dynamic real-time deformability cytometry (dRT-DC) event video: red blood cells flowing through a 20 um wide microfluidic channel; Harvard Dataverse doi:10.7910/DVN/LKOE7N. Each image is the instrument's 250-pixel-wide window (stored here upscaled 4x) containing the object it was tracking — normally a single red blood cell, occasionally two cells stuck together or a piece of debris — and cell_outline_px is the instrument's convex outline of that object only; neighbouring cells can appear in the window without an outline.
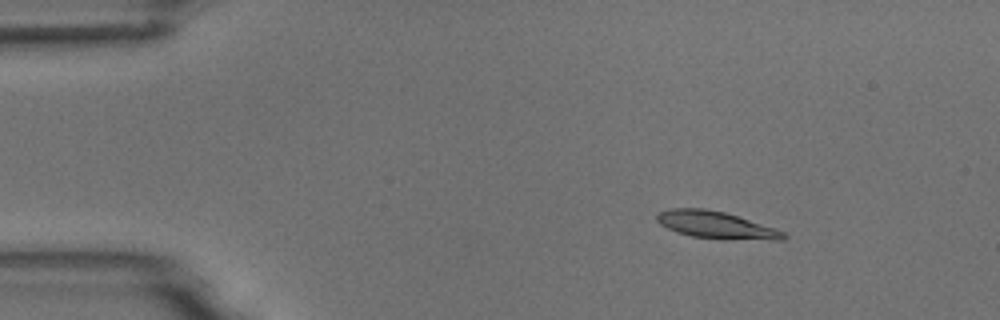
{"species": "common noctule bat (a hibernating species)", "species_latin": "Nyctalus noctula", "temperature_condition": "room temperature", "stored_images_in_passage": 6, "camera_frame_rate_fps": 3000, "um_per_image_px": 0.085, "animal": {"sex": "male", "body_mass_g": 18.8}, "frame": {"image": 1, "passage_image": 2, "time_ms": 2.0, "image_size_px": [1000, 320], "cell_outline_px": [[788, 236], [784, 240], [724, 240], [692, 236], [676, 232], [660, 224], [656, 220], [656, 216], [660, 212], [672, 208], [704, 208], [724, 212], [776, 228], [784, 232]], "centroid_in_image_um": [60.91, 19.14], "position_along_channel_um": 24.1, "area_um2": 20.23}}
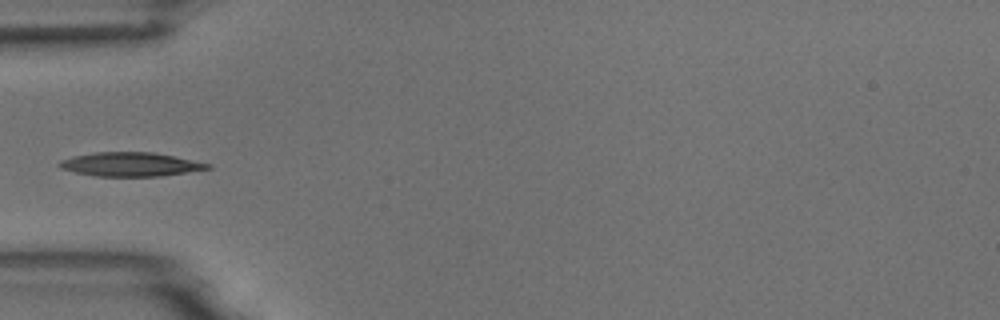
{"frame": {"image": 2, "passage_image": 5, "time_ms": 5.333, "image_size_px": [1000, 320], "cell_outline_px": [[212, 168], [160, 176], [96, 176], [76, 172], [60, 168], [56, 164], [60, 160], [72, 156], [96, 152], [152, 152], [212, 164]], "centroid_in_image_um": [11.05, 13.96], "position_along_channel_um": 74.0, "area_um2": 20.52}}